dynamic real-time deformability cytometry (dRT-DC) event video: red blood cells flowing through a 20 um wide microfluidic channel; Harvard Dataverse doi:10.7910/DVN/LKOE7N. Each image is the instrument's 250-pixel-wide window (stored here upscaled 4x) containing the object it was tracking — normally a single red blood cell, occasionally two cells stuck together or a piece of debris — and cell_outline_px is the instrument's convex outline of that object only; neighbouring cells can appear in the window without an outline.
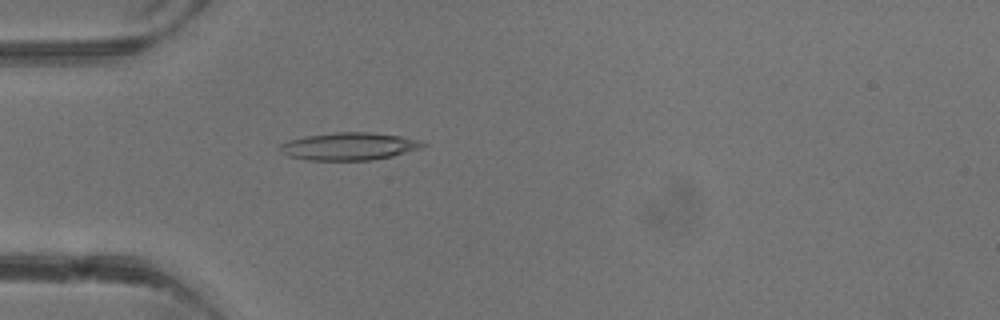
{"species": "common noctule bat (a hibernating species)", "species_latin": "Nyctalus noctula", "temperature_condition": "warm", "stored_images_in_passage": 4, "camera_frame_rate_fps": 3000, "um_per_image_px": 0.085, "animal": {"sex": "male", "body_mass_g": 13.3}, "frame": {"image": 1, "passage_image": 4, "time_ms": 3.667, "image_size_px": [1000, 320], "cell_outline_px": [[428, 144], [420, 148], [392, 156], [372, 160], [304, 160], [288, 156], [280, 152], [276, 148], [280, 144], [288, 140], [304, 136], [336, 132], [368, 132], [400, 136], [420, 140]], "centroid_in_image_um": [29.61, 12.44], "position_along_channel_um": 55.4, "area_um2": 23.12}}